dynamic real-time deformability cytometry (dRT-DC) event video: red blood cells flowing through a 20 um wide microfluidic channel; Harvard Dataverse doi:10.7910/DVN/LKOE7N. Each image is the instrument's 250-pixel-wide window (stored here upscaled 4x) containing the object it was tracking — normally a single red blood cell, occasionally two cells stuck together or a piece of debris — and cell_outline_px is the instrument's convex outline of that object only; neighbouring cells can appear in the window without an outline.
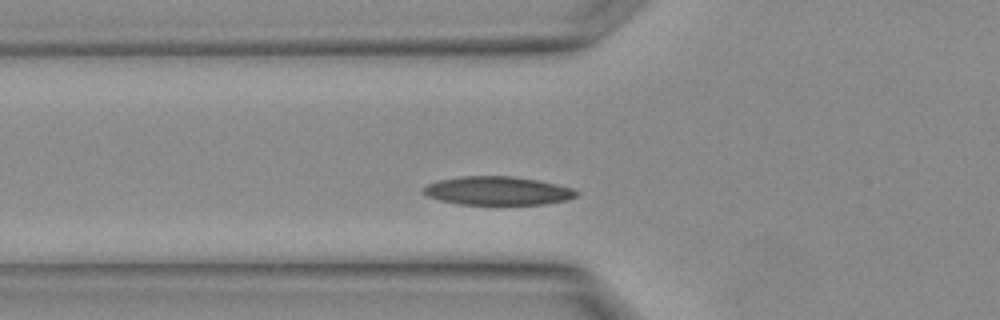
{"species": "Egyptian fruit bat (a non-hibernating species)", "species_latin": "Rousettus aegyptiacus", "temperature_condition": "warm", "stored_images_in_passage": 22, "camera_frame_rate_fps": 3000, "um_per_image_px": 0.085, "animal": {"sex": "female"}, "frame": {"image": 1, "passage_image": 4, "time_ms": 1.0, "image_size_px": [1000, 320], "cell_outline_px": [[580, 192], [576, 196], [568, 200], [544, 204], [456, 204], [440, 200], [428, 196], [424, 192], [424, 188], [428, 184], [440, 180], [460, 176], [512, 176], [540, 180], [572, 188]], "centroid_in_image_um": [42.34, 16.21], "position_along_channel_um": 83.5, "area_um2": 25.37}}
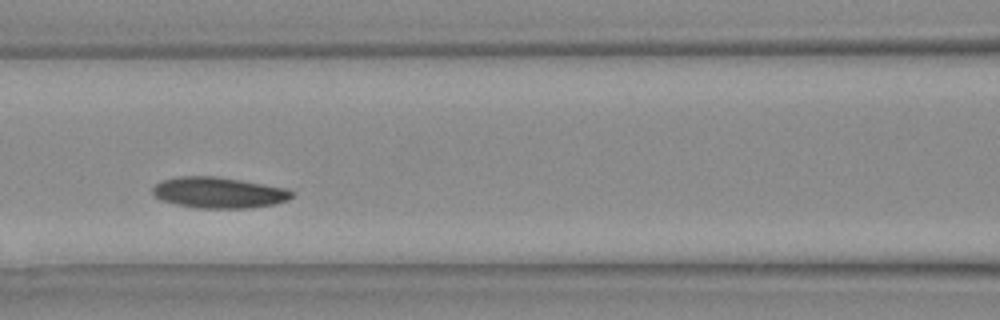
{"frame": {"image": 2, "passage_image": 7, "time_ms": 2.0, "image_size_px": [1000, 320], "cell_outline_px": [[292, 196], [288, 200], [276, 204], [248, 208], [196, 208], [176, 204], [160, 200], [152, 192], [152, 188], [156, 184], [164, 180], [176, 176], [216, 176], [288, 188], [292, 192]], "centroid_in_image_um": [18.59, 16.37], "position_along_channel_um": 148.0, "area_um2": 25.14}}